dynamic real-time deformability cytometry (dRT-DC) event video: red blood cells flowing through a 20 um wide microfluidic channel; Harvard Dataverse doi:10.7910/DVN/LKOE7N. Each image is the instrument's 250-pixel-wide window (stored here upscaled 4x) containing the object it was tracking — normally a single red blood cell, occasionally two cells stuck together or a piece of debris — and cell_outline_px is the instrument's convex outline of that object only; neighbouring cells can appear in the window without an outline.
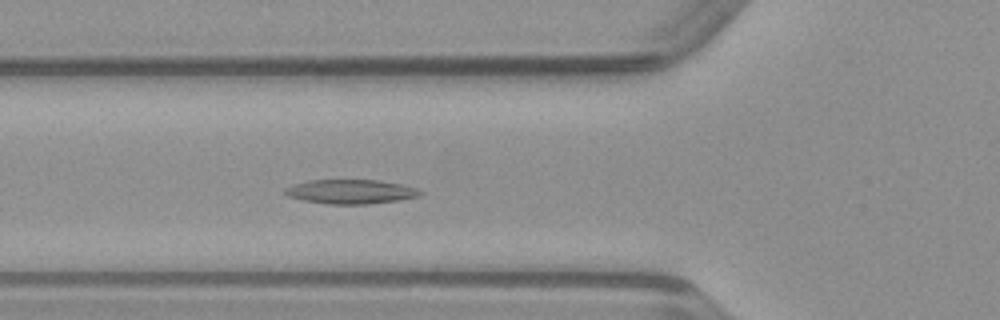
{"species": "common noctule bat (a hibernating species)", "species_latin": "Nyctalus noctula", "temperature_condition": "warm", "stored_images_in_passage": 29, "camera_frame_rate_fps": 3000, "um_per_image_px": 0.085, "animal": {"sex": "male", "body_mass_g": 23.1, "forearm_length_mm": 52.7}, "frame": {"image": 1, "passage_image": 8, "time_ms": 2.333, "image_size_px": [1000, 320], "cell_outline_px": [[424, 192], [420, 196], [400, 200], [368, 204], [324, 204], [304, 200], [288, 196], [284, 192], [284, 188], [292, 184], [308, 180], [376, 180], [400, 184], [416, 188]], "centroid_in_image_um": [29.8, 16.29], "position_along_channel_um": 96.0, "area_um2": 19.19}}
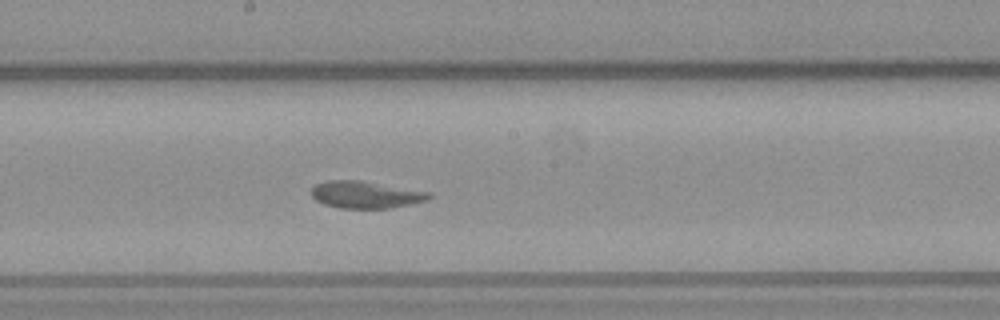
{"frame": {"image": 2, "passage_image": 17, "time_ms": 5.333, "image_size_px": [1000, 320], "cell_outline_px": [[432, 196], [424, 200], [408, 204], [388, 208], [340, 208], [324, 204], [316, 200], [312, 196], [312, 188], [316, 184], [328, 180], [360, 180], [432, 192]], "centroid_in_image_um": [31.06, 16.53], "position_along_channel_um": 217.1, "area_um2": 18.38}}
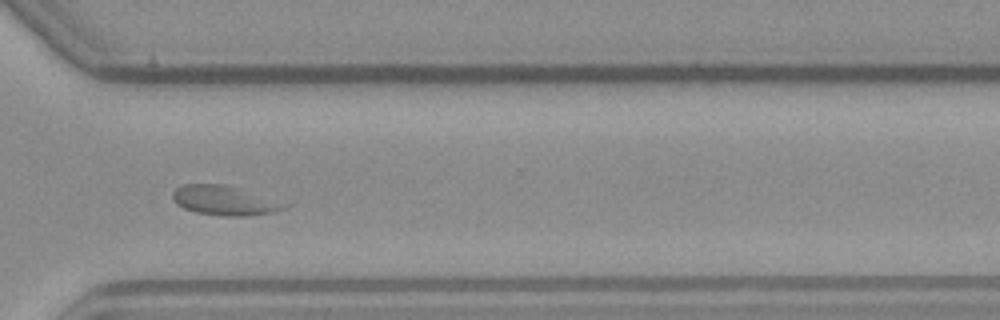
{"frame": {"image": 3, "passage_image": 27, "time_ms": 8.667, "image_size_px": [1000, 320], "cell_outline_px": [[288, 204], [284, 208], [272, 212], [248, 216], [224, 216], [196, 212], [184, 208], [176, 204], [172, 200], [172, 192], [176, 188], [184, 184], [224, 184]], "centroid_in_image_um": [18.99, 17.04], "position_along_channel_um": 351.6, "area_um2": 18.84}}